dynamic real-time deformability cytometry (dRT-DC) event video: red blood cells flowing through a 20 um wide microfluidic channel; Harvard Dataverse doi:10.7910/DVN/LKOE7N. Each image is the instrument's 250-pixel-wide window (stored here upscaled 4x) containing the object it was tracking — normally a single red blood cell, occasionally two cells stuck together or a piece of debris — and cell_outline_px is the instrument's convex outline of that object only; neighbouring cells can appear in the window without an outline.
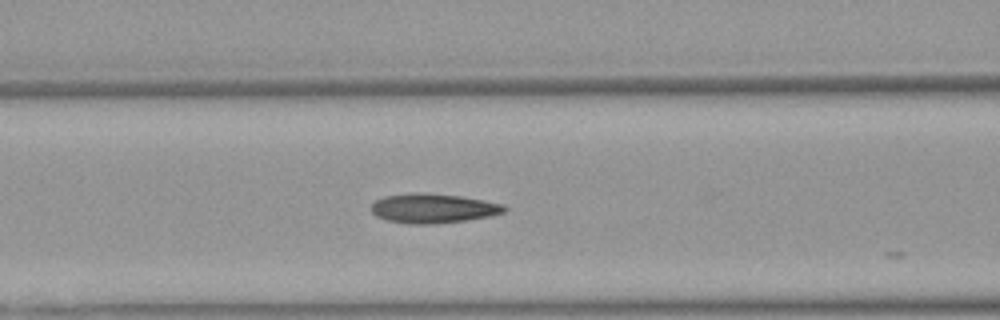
{"species": "Egyptian fruit bat (a non-hibernating species)", "species_latin": "Rousettus aegyptiacus", "temperature_condition": "warm", "stored_images_in_passage": 10, "camera_frame_rate_fps": 3000, "um_per_image_px": 0.085, "animal": {"sex": "female"}, "frame": {"image": 1, "passage_image": 3, "time_ms": 0.667, "image_size_px": [1000, 320], "cell_outline_px": [[508, 208], [504, 212], [492, 216], [464, 220], [432, 224], [408, 224], [388, 220], [376, 216], [372, 212], [372, 204], [376, 200], [384, 196], [420, 192], [428, 192], [460, 196], [484, 200], [504, 204]], "centroid_in_image_um": [36.84, 17.7], "position_along_channel_um": 129.8, "area_um2": 22.89}}
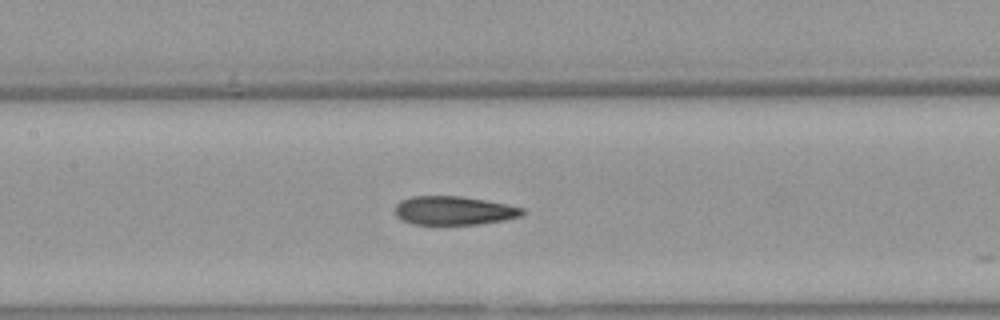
{"frame": {"image": 2, "passage_image": 6, "time_ms": 1.667, "image_size_px": [1000, 320], "cell_outline_px": [[524, 212], [520, 216], [504, 220], [480, 224], [412, 224], [396, 216], [396, 204], [400, 200], [412, 196], [460, 196], [484, 200], [524, 208]], "centroid_in_image_um": [38.56, 17.89], "position_along_channel_um": 168.8, "area_um2": 21.1}}
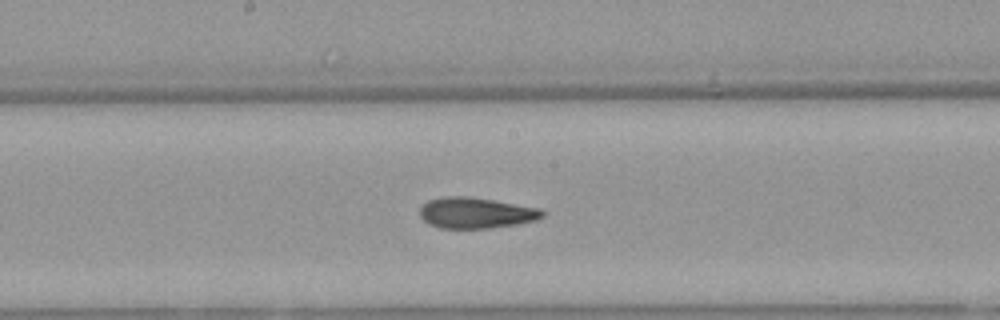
{"frame": {"image": 3, "passage_image": 9, "time_ms": 2.667, "image_size_px": [1000, 320], "cell_outline_px": [[544, 216], [536, 220], [516, 224], [492, 228], [440, 228], [428, 224], [420, 216], [420, 208], [428, 200], [440, 196], [468, 196], [540, 208], [544, 212]], "centroid_in_image_um": [40.43, 18.09], "position_along_channel_um": 207.8, "area_um2": 22.08}}